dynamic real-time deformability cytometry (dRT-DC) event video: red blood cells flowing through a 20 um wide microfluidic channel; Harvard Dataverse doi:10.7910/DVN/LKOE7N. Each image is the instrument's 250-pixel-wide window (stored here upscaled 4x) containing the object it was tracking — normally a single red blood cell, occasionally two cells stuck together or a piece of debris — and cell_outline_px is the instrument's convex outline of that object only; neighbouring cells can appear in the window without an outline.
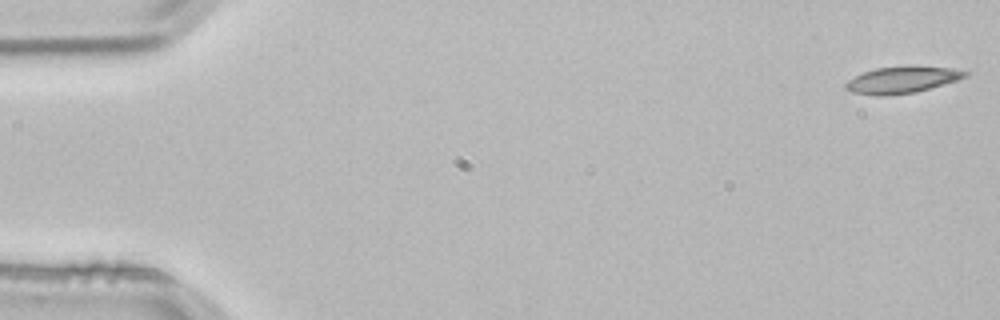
{"species": "common noctule bat (a hibernating species)", "species_latin": "Nyctalus noctula", "temperature_condition": "room temperature", "stored_images_in_passage": 3, "camera_frame_rate_fps": 3000, "um_per_image_px": 0.085, "animal": {"sex": "male", "body_mass_g": 21.5, "forearm_length_mm": 52.0}, "frame": {"image": 1, "passage_image": 1, "time_ms": 0.0, "image_size_px": [1000, 320], "cell_outline_px": [[968, 76], [956, 80], [916, 92], [888, 96], [876, 96], [852, 92], [844, 88], [844, 84], [848, 80], [864, 72], [876, 68], [952, 68], [968, 72]], "centroid_in_image_um": [76.61, 6.83], "position_along_channel_um": 8.4, "area_um2": 17.8}}
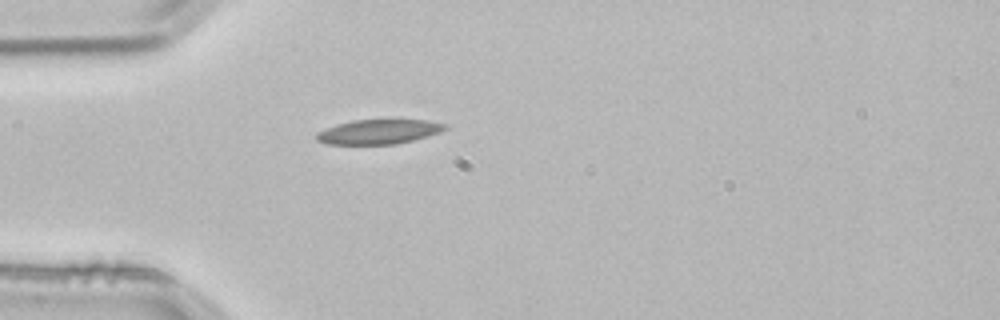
{"frame": {"image": 2, "passage_image": 3, "time_ms": 0.667, "image_size_px": [1000, 320], "cell_outline_px": [[448, 128], [440, 132], [428, 136], [396, 144], [328, 144], [316, 140], [316, 132], [352, 120], [428, 120], [448, 124]], "centroid_in_image_um": [32.23, 11.2], "position_along_channel_um": 52.8, "area_um2": 18.26}}